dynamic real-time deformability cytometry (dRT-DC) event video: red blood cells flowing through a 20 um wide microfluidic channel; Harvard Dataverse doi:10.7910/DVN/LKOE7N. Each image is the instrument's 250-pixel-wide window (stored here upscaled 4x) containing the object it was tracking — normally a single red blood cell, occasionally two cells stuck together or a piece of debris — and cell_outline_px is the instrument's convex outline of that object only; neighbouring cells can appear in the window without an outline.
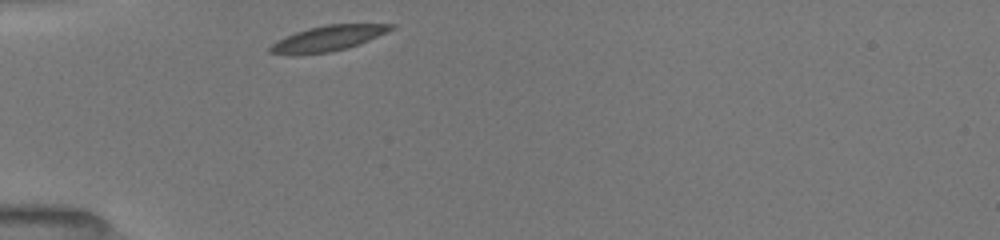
{"species": "common noctule bat (a hibernating species)", "species_latin": "Nyctalus noctula", "temperature_condition": "room temperature", "stored_images_in_passage": 32, "camera_frame_rate_fps": 3000, "um_per_image_px": 0.085, "animal": {"sex": "female", "body_mass_g": 19.5, "forearm_length_mm": 54.1}, "frame": {"image": 1, "passage_image": 1, "time_ms": 0.0, "image_size_px": [1000, 240], "cell_outline_px": [[396, 24], [392, 28], [360, 44], [348, 48], [328, 52], [268, 52], [268, 48], [272, 44], [296, 32], [308, 28], [324, 24]], "centroid_in_image_um": [27.95, 3.21], "position_along_channel_um": 57.0, "area_um2": 16.82}}
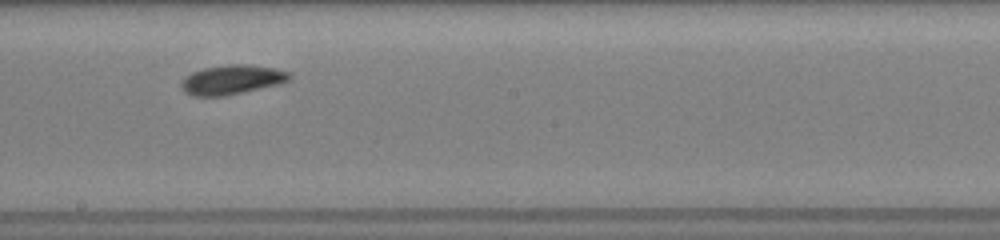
{"frame": {"image": 2, "passage_image": 16, "time_ms": 4.667, "image_size_px": [1000, 240], "cell_outline_px": [[292, 76], [288, 80], [280, 84], [244, 92], [224, 96], [192, 96], [184, 92], [180, 88], [180, 84], [192, 72], [204, 68], [228, 64], [248, 64], [276, 68], [288, 72]], "centroid_in_image_um": [19.72, 6.78], "position_along_channel_um": 228.5, "area_um2": 18.61}}
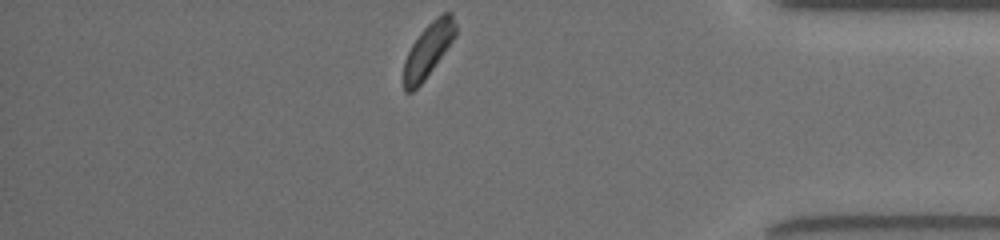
{"frame": {"image": 3, "passage_image": 32, "time_ms": 9.667, "image_size_px": [1000, 240], "cell_outline_px": [[456, 36], [424, 80], [412, 92], [404, 92], [404, 60], [412, 44], [420, 32], [436, 16], [444, 12], [452, 12], [456, 24]], "centroid_in_image_um": [36.41, 4.22], "position_along_channel_um": 398.8, "area_um2": 16.18}, "authors_computed_cell_mechanics": {"area_um2": 17.5712, "velocity_mm_per_s": 3.9291, "shape_relaxation_time_tau1_ms": 1.9932, "shape_relaxation_time_tau2_ms": null, "deformation_change_tau1": 0.0888, "deformation_change_tau2": null}}